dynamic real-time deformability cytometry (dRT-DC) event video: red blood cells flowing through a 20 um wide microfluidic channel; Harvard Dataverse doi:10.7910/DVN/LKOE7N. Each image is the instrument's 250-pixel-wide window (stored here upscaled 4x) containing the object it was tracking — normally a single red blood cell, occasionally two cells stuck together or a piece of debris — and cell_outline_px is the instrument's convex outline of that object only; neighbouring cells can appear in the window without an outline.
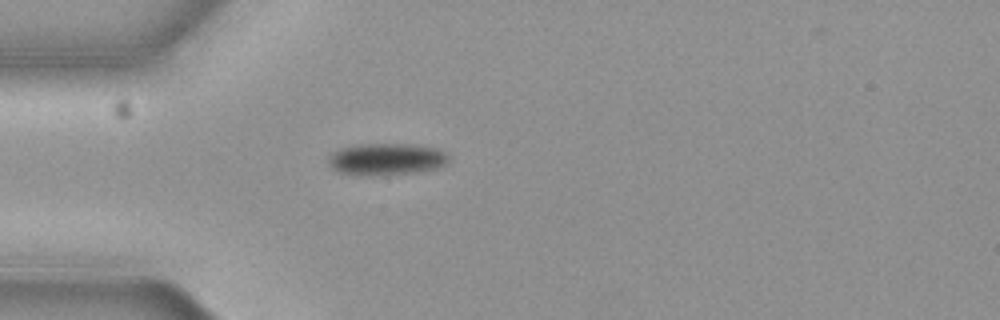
{"species": "common noctule bat (a hibernating species)", "species_latin": "Nyctalus noctula", "temperature_condition": "cold", "stored_images_in_passage": 16, "camera_frame_rate_fps": 3000, "um_per_image_px": 0.085, "animal": {"sex": "female", "body_mass_g": 19.3, "forearm_length_mm": 54.1}, "frame": {"image": 1, "passage_image": 1, "time_ms": 0.0, "image_size_px": [1000, 320], "cell_outline_px": [[448, 160], [444, 164], [436, 168], [412, 172], [340, 172], [332, 168], [328, 164], [328, 156], [332, 152], [340, 148], [356, 144], [408, 144], [436, 148], [444, 152], [448, 156]], "centroid_in_image_um": [32.83, 13.46], "position_along_channel_um": 52.2, "area_um2": 21.1}}
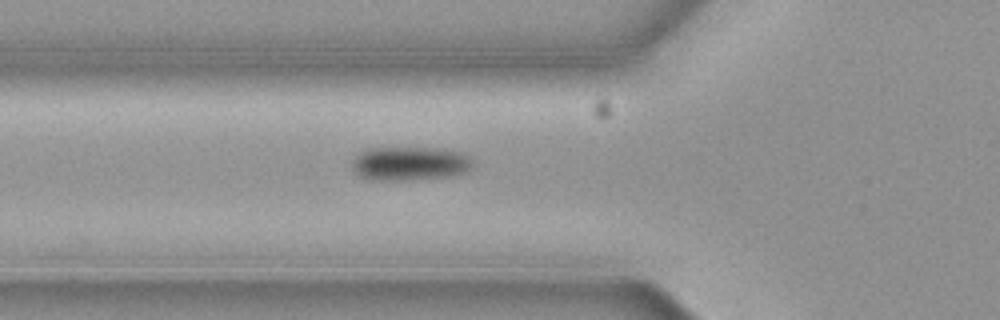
{"frame": {"image": 2, "passage_image": 5, "time_ms": 1.333, "image_size_px": [1000, 320], "cell_outline_px": [[472, 164], [468, 172], [448, 176], [412, 180], [368, 180], [360, 176], [352, 168], [352, 160], [360, 152], [368, 148], [440, 148], [460, 152], [468, 156], [472, 160]], "centroid_in_image_um": [34.82, 13.9], "position_along_channel_um": 91.0, "area_um2": 23.93}}
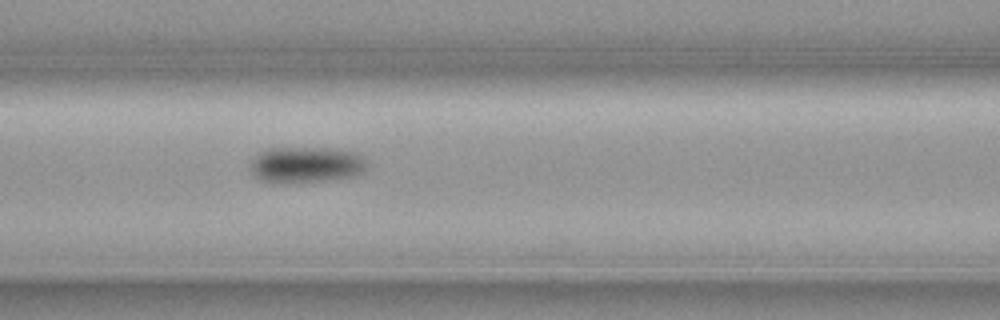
{"frame": {"image": 3, "passage_image": 9, "time_ms": 2.667, "image_size_px": [1000, 320], "cell_outline_px": [[368, 168], [364, 172], [356, 176], [328, 180], [272, 184], [260, 180], [252, 172], [252, 164], [256, 156], [260, 152], [268, 148], [328, 148], [356, 152], [368, 164]], "centroid_in_image_um": [26.05, 14.02], "position_along_channel_um": 140.5, "area_um2": 24.62}}